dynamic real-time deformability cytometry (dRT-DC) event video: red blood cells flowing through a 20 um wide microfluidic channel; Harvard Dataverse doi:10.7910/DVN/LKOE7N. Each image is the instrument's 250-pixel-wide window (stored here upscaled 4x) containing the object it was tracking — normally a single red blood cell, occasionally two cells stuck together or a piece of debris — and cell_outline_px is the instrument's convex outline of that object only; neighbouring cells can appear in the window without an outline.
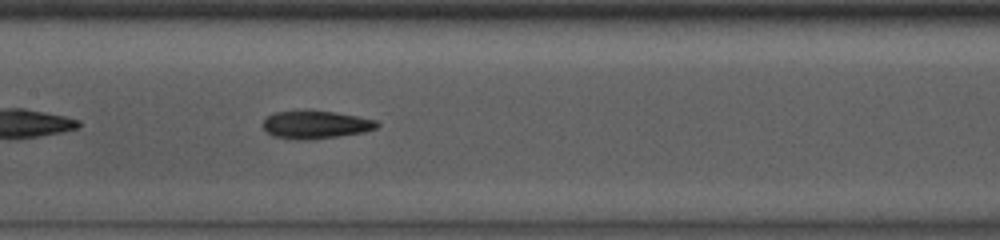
{"species": "common noctule bat (a hibernating species)", "species_latin": "Nyctalus noctula", "temperature_condition": "room temperature", "stored_images_in_passage": 36, "camera_frame_rate_fps": 3000, "um_per_image_px": 0.085, "animal": {"sex": "male", "body_mass_g": 13.0, "forearm_length_mm": 53.1}, "frame": {"image": 1, "passage_image": 11, "time_ms": 3.333, "image_size_px": [1000, 240], "cell_outline_px": [[380, 124], [376, 128], [364, 132], [340, 136], [312, 140], [296, 140], [272, 136], [260, 124], [268, 116], [276, 112], [336, 112], [376, 120]], "centroid_in_image_um": [26.83, 10.63], "position_along_channel_um": 180.6, "area_um2": 18.32}}
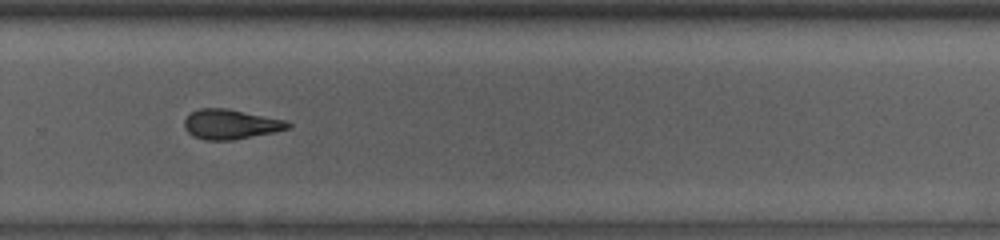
{"frame": {"image": 2, "passage_image": 21, "time_ms": 6.667, "image_size_px": [1000, 240], "cell_outline_px": [[292, 128], [232, 140], [204, 140], [192, 136], [184, 128], [184, 120], [192, 112], [200, 108], [224, 108], [284, 120], [292, 124]], "centroid_in_image_um": [19.57, 10.57], "position_along_channel_um": 310.2, "area_um2": 17.74}, "authors_computed_cell_mechanics": {"area_um2": 18.0914, "velocity_mm_per_s": 3.9002, "shape_relaxation_time_tau1_ms": 6.371, "shape_relaxation_time_tau2_ms": 1.872, "deformation_change_tau1": 0.1953, "deformation_change_tau2": 0.0969}}